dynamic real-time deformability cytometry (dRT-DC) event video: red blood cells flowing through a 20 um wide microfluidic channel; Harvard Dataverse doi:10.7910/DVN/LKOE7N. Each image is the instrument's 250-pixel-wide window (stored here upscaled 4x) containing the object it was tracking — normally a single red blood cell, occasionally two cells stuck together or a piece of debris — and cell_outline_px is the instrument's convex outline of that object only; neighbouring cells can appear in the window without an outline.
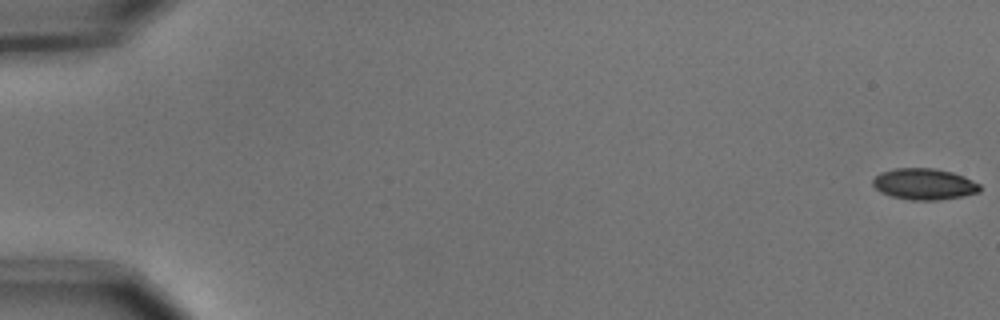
{"species": "common noctule bat (a hibernating species)", "species_latin": "Nyctalus noctula", "temperature_condition": "cold", "stored_images_in_passage": 56, "camera_frame_rate_fps": 3000, "um_per_image_px": 0.085, "animal": {"sex": "male", "body_mass_g": 15.6}, "frame": {"image": 1, "passage_image": 1, "time_ms": 0.0, "image_size_px": [1000, 320], "cell_outline_px": [[980, 192], [964, 196], [940, 200], [912, 200], [892, 196], [880, 192], [872, 184], [872, 180], [880, 172], [896, 168], [932, 168], [952, 172], [964, 176], [980, 184]], "centroid_in_image_um": [78.56, 15.65], "position_along_channel_um": 6.4, "area_um2": 19.54}}
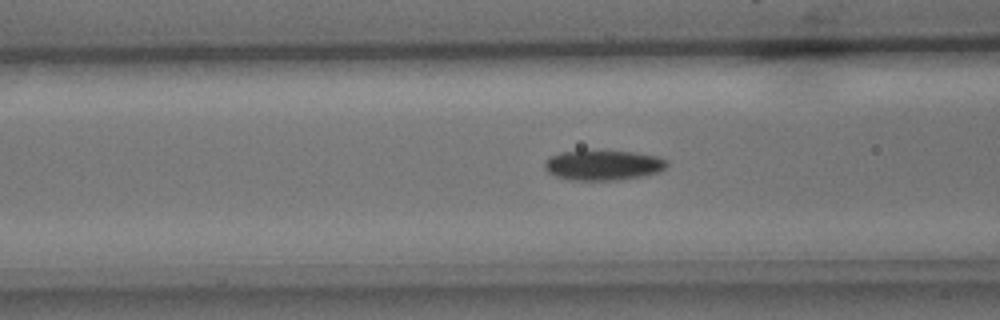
{"frame": {"image": 2, "passage_image": 23, "time_ms": 7.333, "image_size_px": [1000, 320], "cell_outline_px": [[668, 164], [660, 172], [644, 176], [616, 180], [568, 180], [556, 176], [548, 172], [544, 168], [544, 160], [548, 156], [560, 152], [636, 152], [656, 156], [664, 160]], "centroid_in_image_um": [51.23, 14.06], "position_along_channel_um": 115.4, "area_um2": 21.21}}
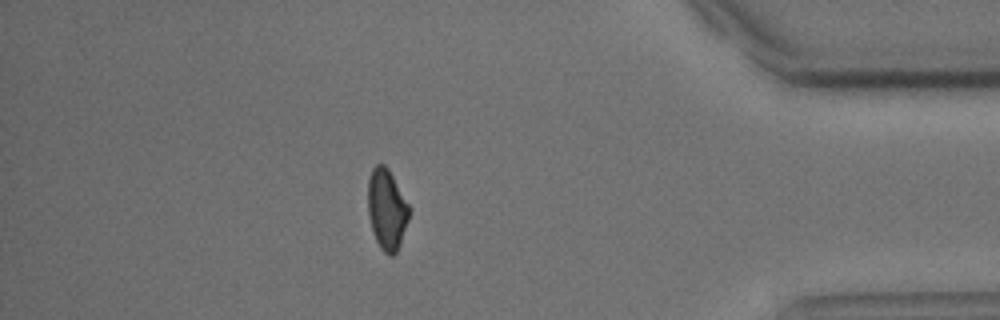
{"frame": {"image": 3, "passage_image": 49, "time_ms": 16.0, "image_size_px": [1000, 320], "cell_outline_px": [[408, 220], [400, 244], [396, 252], [392, 256], [388, 256], [380, 248], [376, 240], [372, 228], [368, 212], [368, 180], [372, 168], [376, 164], [384, 164], [388, 168], [408, 204]], "centroid_in_image_um": [32.86, 17.79], "position_along_channel_um": 402.3, "area_um2": 19.07}, "authors_computed_cell_mechanics": {"area_um2": 20.23, "velocity_mm_per_s": 3.7005, "shape_relaxation_time_tau1_ms": 2.6813, "shape_relaxation_time_tau2_ms": 5.2957, "deformation_change_tau1": 0.1087, "deformation_change_tau2": 0.0934}}